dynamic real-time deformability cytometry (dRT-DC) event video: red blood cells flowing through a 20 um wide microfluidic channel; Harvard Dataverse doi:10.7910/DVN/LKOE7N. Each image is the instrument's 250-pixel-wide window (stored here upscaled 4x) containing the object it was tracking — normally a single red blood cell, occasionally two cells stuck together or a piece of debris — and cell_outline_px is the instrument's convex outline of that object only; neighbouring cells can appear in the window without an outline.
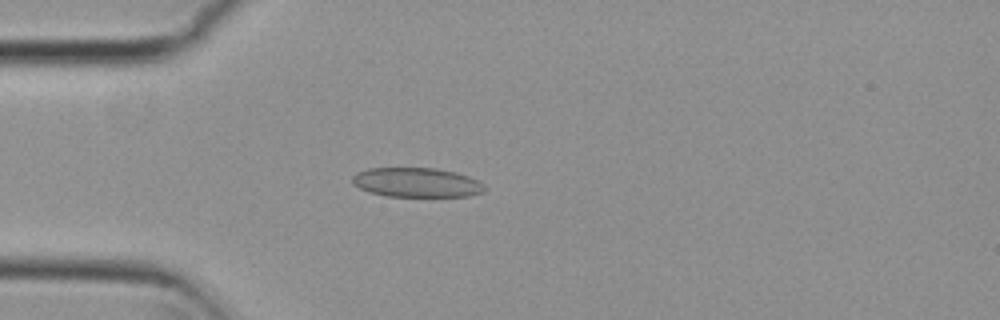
{"species": "common noctule bat (a hibernating species)", "species_latin": "Nyctalus noctula", "temperature_condition": "cold", "stored_images_in_passage": 4, "camera_frame_rate_fps": 3000, "um_per_image_px": 0.085, "animal": {"sex": "female", "body_mass_g": 29.2, "forearm_length_mm": 56.3}, "frame": {"image": 1, "passage_image": 4, "time_ms": 1.0, "image_size_px": [1000, 320], "cell_outline_px": [[488, 188], [484, 192], [468, 196], [388, 196], [372, 192], [360, 188], [352, 184], [352, 176], [356, 172], [368, 168], [436, 168], [456, 172], [468, 176], [484, 184]], "centroid_in_image_um": [35.43, 15.5], "position_along_channel_um": 49.6, "area_um2": 22.72}}